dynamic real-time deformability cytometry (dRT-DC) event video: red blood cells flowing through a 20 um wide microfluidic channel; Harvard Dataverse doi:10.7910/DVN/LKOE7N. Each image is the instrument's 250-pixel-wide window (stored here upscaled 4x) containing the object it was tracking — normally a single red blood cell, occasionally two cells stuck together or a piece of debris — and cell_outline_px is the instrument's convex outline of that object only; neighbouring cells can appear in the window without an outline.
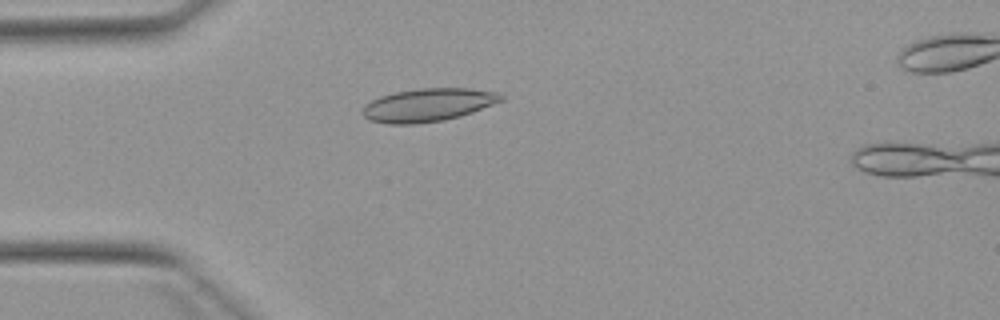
{"species": "Egyptian fruit bat (a non-hibernating species)", "species_latin": "Rousettus aegyptiacus", "temperature_condition": "warm", "stored_images_in_passage": 5, "camera_frame_rate_fps": 3000, "um_per_image_px": 0.085, "animal": {"sex": "female"}, "frame": {"image": 1, "passage_image": 4, "time_ms": 3.667, "image_size_px": [1000, 320], "cell_outline_px": [[504, 100], [472, 112], [460, 116], [444, 120], [416, 124], [388, 124], [368, 120], [360, 112], [364, 104], [380, 96], [396, 92], [420, 88], [468, 88], [496, 92], [504, 96]], "centroid_in_image_um": [36.35, 8.93], "position_along_channel_um": 48.7, "area_um2": 26.82}}